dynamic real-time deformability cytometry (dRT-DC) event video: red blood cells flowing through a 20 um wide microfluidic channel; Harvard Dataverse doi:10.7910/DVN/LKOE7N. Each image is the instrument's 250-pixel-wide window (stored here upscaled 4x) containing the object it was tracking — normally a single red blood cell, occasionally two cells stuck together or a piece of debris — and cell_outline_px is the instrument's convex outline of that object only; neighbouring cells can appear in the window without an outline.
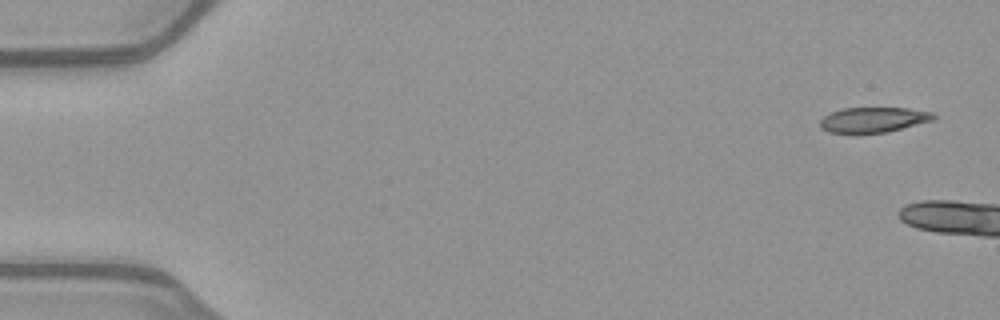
{"species": "common noctule bat (a hibernating species)", "species_latin": "Nyctalus noctula", "temperature_condition": "warm", "stored_images_in_passage": 4, "camera_frame_rate_fps": 3000, "um_per_image_px": 0.085, "animal": {"sex": "female", "body_mass_g": 21.9}, "frame": {"image": 1, "passage_image": 1, "time_ms": 0.0, "image_size_px": [1000, 320], "cell_outline_px": [[936, 116], [932, 120], [884, 132], [828, 132], [820, 128], [820, 120], [824, 116], [832, 112], [844, 108], [908, 108], [932, 112]], "centroid_in_image_um": [74.21, 10.16], "position_along_channel_um": 10.8, "area_um2": 16.18}}